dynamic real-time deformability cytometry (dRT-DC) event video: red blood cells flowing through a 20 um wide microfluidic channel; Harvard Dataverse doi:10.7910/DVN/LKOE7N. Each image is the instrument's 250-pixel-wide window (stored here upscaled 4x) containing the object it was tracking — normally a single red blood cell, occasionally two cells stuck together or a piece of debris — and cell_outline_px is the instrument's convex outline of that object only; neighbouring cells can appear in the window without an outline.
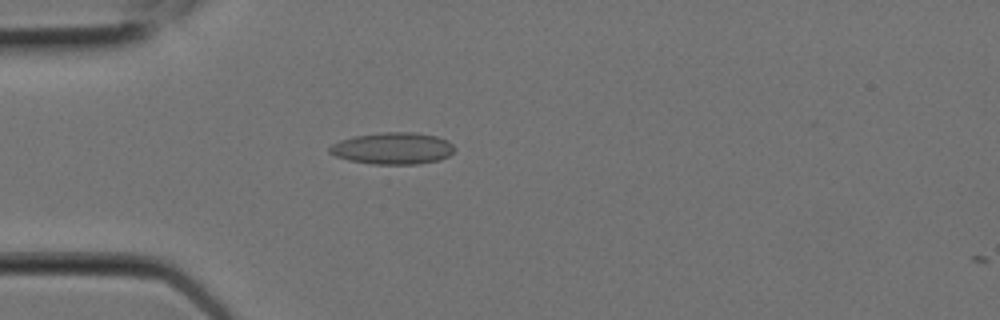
{"species": "Egyptian fruit bat (a non-hibernating species)", "species_latin": "Rousettus aegyptiacus", "temperature_condition": "room temperature", "stored_images_in_passage": 6, "camera_frame_rate_fps": 3000, "um_per_image_px": 0.085, "animal": {"sex": "female"}, "frame": {"image": 1, "passage_image": 5, "time_ms": 1.333, "image_size_px": [1000, 320], "cell_outline_px": [[456, 148], [448, 156], [440, 160], [416, 164], [372, 164], [348, 160], [336, 156], [328, 152], [328, 148], [332, 144], [340, 140], [356, 136], [380, 132], [416, 132], [436, 136], [448, 140]], "centroid_in_image_um": [33.39, 12.61], "position_along_channel_um": 51.6, "area_um2": 23.24}}